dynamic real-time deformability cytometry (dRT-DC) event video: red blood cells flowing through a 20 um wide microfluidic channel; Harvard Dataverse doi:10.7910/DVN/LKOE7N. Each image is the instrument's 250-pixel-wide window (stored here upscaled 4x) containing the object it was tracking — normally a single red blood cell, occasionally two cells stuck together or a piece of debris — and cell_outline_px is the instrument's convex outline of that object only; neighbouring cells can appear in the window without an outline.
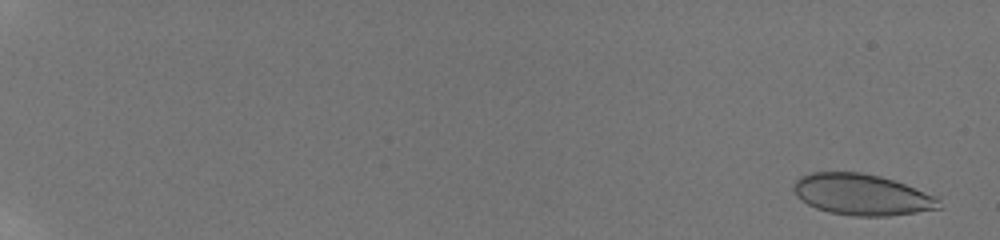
{"species": "human", "species_latin": "Homo sapiens", "temperature_condition": "room temperature", "stored_images_in_passage": 79, "camera_frame_rate_fps": 3000, "um_per_image_px": 0.085, "donor": {"sex": "male"}, "frame": {"image": 1, "passage_image": 4, "time_ms": 0.667, "image_size_px": [1000, 240], "cell_outline_px": [[944, 208], [888, 216], [852, 216], [828, 212], [816, 208], [808, 204], [796, 196], [792, 188], [796, 180], [800, 176], [812, 172], [860, 172], [880, 176], [904, 184], [936, 196], [940, 200]], "centroid_in_image_um": [73.26, 16.55], "position_along_channel_um": 11.7, "area_um2": 34.97}}
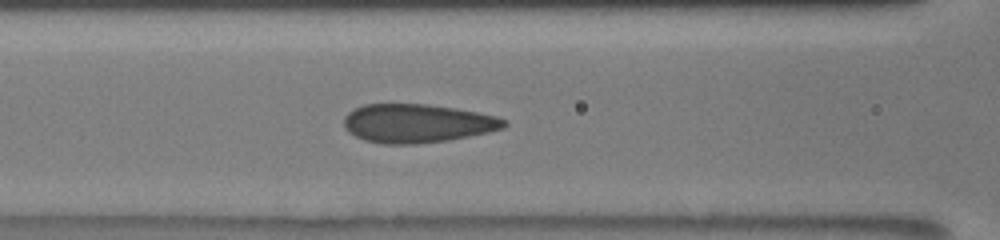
{"frame": {"image": 2, "passage_image": 46, "time_ms": 9.667, "image_size_px": [1000, 240], "cell_outline_px": [[508, 124], [504, 128], [488, 132], [448, 140], [412, 144], [380, 144], [364, 140], [348, 132], [344, 128], [344, 116], [348, 112], [364, 104], [428, 104], [456, 108], [496, 116], [508, 120]], "centroid_in_image_um": [35.45, 10.48], "position_along_channel_um": 131.1, "area_um2": 36.18}}
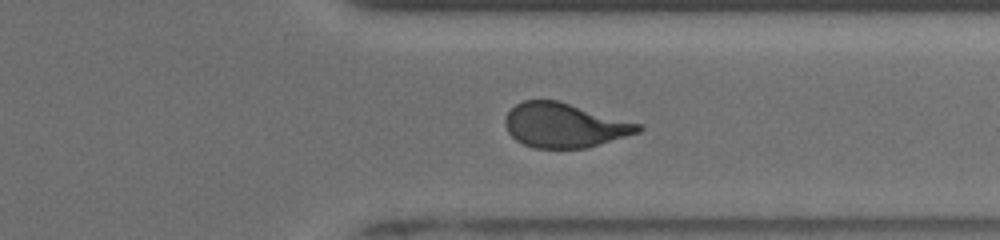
{"frame": {"image": 3, "passage_image": 63, "time_ms": 15.667, "image_size_px": [1000, 240], "cell_outline_px": [[644, 128], [640, 132], [600, 144], [584, 148], [536, 148], [524, 144], [516, 140], [508, 132], [504, 124], [504, 120], [508, 112], [516, 104], [524, 100], [560, 100], [640, 124]], "centroid_in_image_um": [47.97, 10.64], "position_along_channel_um": 363.4, "area_um2": 34.39}, "authors_computed_cell_mechanics": {"area_um2": 35.0268, "velocity_mm_per_s": 3.8926, "shape_relaxation_time_tau1_ms": 5.3563, "shape_relaxation_time_tau2_ms": 0.6246, "deformation_change_tau1": 0.1649, "deformation_change_tau2": 0.0691}}